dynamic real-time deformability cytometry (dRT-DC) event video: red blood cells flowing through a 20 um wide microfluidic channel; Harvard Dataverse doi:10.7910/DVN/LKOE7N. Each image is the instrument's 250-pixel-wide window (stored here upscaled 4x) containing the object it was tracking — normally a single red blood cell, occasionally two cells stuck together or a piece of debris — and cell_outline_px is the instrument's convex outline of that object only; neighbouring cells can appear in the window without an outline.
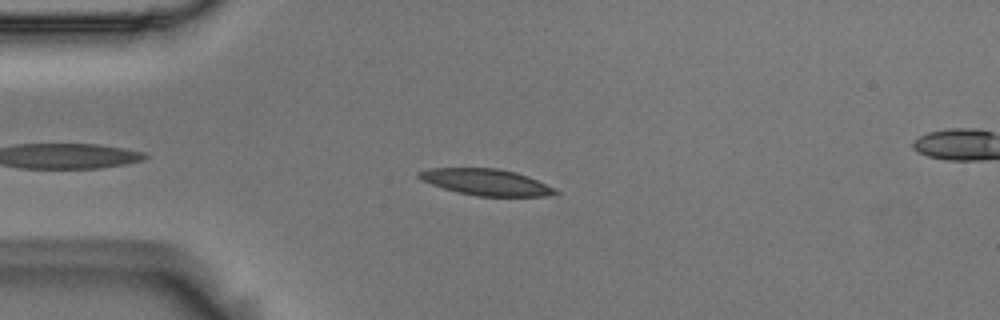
{"species": "Egyptian fruit bat (a non-hibernating species)", "species_latin": "Rousettus aegyptiacus", "temperature_condition": "room temperature", "stored_images_in_passage": 4, "camera_frame_rate_fps": 3000, "um_per_image_px": 0.085, "animal": {"sex": "male"}, "frame": {"image": 1, "passage_image": 2, "time_ms": 0.333, "image_size_px": [1000, 320], "cell_outline_px": [[560, 192], [548, 196], [476, 196], [444, 188], [420, 180], [416, 176], [416, 172], [428, 168], [496, 168], [516, 172], [528, 176]], "centroid_in_image_um": [41.26, 15.47], "position_along_channel_um": 43.7, "area_um2": 20.75}}
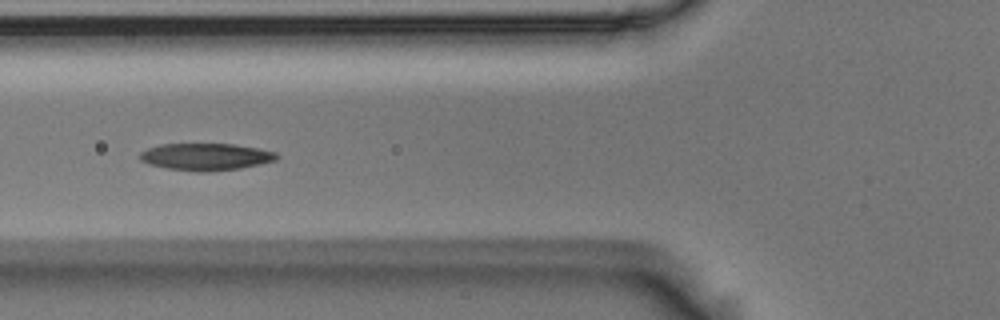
{"frame": {"image": 2, "passage_image": 4, "time_ms": 1.0, "image_size_px": [1000, 320], "cell_outline_px": [[280, 156], [276, 160], [240, 168], [208, 172], [196, 172], [168, 168], [148, 164], [140, 160], [140, 152], [148, 148], [160, 144], [232, 144], [260, 148], [276, 152]], "centroid_in_image_um": [17.5, 13.32], "position_along_channel_um": 108.3, "area_um2": 21.62}}